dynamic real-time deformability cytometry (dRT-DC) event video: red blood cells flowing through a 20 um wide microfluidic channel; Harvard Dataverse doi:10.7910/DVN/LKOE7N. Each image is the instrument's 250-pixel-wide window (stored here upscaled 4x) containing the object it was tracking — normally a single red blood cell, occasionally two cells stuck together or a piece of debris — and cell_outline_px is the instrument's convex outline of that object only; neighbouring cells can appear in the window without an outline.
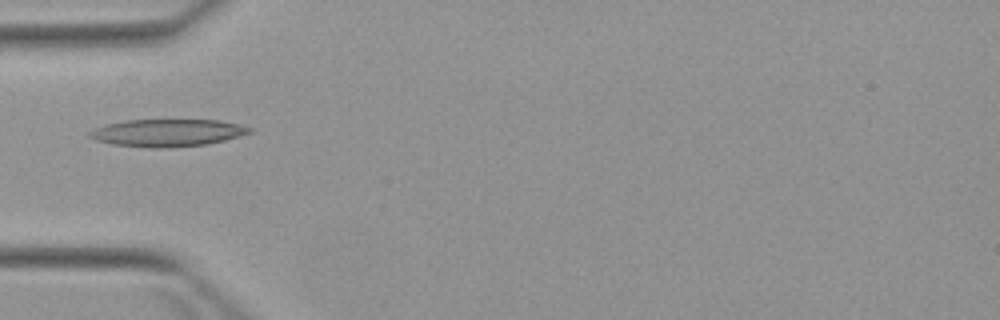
{"species": "Egyptian fruit bat (a non-hibernating species)", "species_latin": "Rousettus aegyptiacus", "temperature_condition": "warm", "stored_images_in_passage": 1, "camera_frame_rate_fps": 3000, "um_per_image_px": 0.085, "animal": {"sex": "female"}, "frame": {"image": 1, "passage_image": 1, "time_ms": 0.0, "image_size_px": [1000, 320], "cell_outline_px": [[252, 132], [224, 140], [208, 144], [168, 148], [148, 148], [112, 144], [96, 140], [88, 136], [88, 132], [104, 124], [124, 120], [220, 120], [252, 128]], "centroid_in_image_um": [14.19, 11.29], "position_along_channel_um": 70.8, "area_um2": 25.55}}